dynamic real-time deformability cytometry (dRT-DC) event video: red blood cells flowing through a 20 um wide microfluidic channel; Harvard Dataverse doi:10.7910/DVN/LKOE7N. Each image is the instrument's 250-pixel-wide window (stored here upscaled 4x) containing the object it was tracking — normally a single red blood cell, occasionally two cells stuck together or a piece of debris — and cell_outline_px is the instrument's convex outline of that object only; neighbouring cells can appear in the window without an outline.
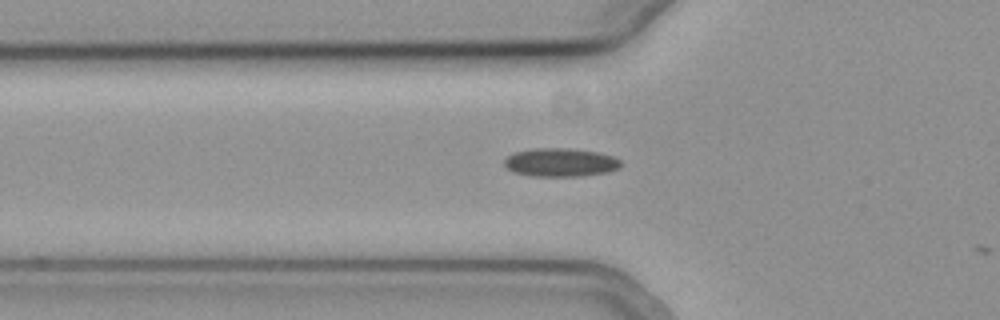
{"species": "common noctule bat (a hibernating species)", "species_latin": "Nyctalus noctula", "temperature_condition": "cold", "stored_images_in_passage": 6, "camera_frame_rate_fps": 3000, "um_per_image_px": 0.085, "animal": {"sex": "female", "body_mass_g": 19.3, "forearm_length_mm": 54.1}, "frame": {"image": 1, "passage_image": 5, "time_ms": 1.333, "image_size_px": [1000, 320], "cell_outline_px": [[624, 164], [620, 168], [608, 172], [580, 176], [532, 176], [512, 172], [504, 164], [504, 160], [508, 156], [516, 152], [532, 148], [564, 148], [596, 152], [612, 156], [620, 160]], "centroid_in_image_um": [47.65, 13.81], "position_along_channel_um": 78.1, "area_um2": 19.31}}